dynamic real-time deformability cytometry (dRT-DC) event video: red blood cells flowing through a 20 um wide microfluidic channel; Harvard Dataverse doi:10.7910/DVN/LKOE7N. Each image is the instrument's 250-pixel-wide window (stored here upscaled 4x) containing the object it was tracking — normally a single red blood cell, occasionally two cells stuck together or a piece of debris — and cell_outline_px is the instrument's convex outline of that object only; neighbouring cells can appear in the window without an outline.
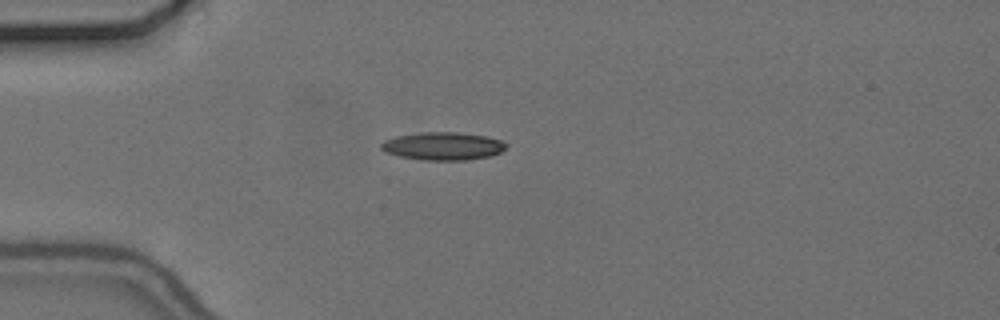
{"species": "common noctule bat (a hibernating species)", "species_latin": "Nyctalus noctula", "temperature_condition": "cold", "stored_images_in_passage": 42, "camera_frame_rate_fps": 3000, "um_per_image_px": 0.085, "animal": {"sex": "female", "body_mass_g": 24.6, "forearm_length_mm": 56.2}, "frame": {"image": 1, "passage_image": 1, "time_ms": 0.0, "image_size_px": [1000, 320], "cell_outline_px": [[508, 144], [500, 152], [492, 156], [468, 160], [424, 160], [400, 156], [384, 152], [380, 148], [380, 144], [384, 140], [396, 136], [420, 132], [456, 132], [488, 136], [500, 140]], "centroid_in_image_um": [37.64, 12.42], "position_along_channel_um": 47.4, "area_um2": 20.46}}
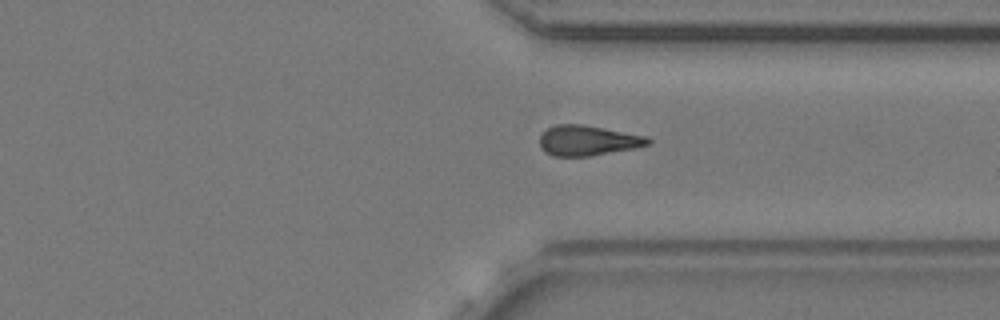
{"frame": {"image": 2, "passage_image": 28, "time_ms": 9.0, "image_size_px": [1000, 320], "cell_outline_px": [[652, 144], [636, 148], [592, 156], [552, 156], [544, 152], [540, 148], [540, 136], [548, 128], [556, 124], [584, 124], [648, 136], [652, 140]], "centroid_in_image_um": [50.0, 11.95], "position_along_channel_um": 361.4, "area_um2": 19.42}}
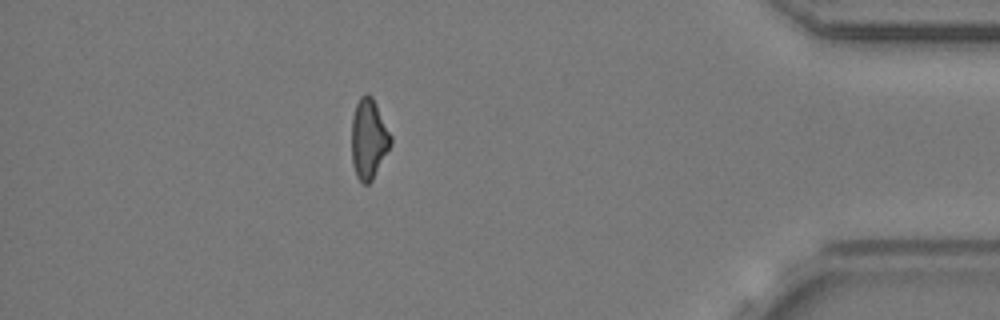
{"frame": {"image": 3, "passage_image": 35, "time_ms": 11.333, "image_size_px": [1000, 320], "cell_outline_px": [[392, 144], [372, 180], [368, 184], [364, 184], [356, 176], [352, 164], [352, 116], [356, 104], [360, 96], [364, 92], [368, 92], [372, 96], [392, 136]], "centroid_in_image_um": [31.34, 11.78], "position_along_channel_um": 403.9, "area_um2": 18.38}, "authors_computed_cell_mechanics": {"area_um2": 19.074, "velocity_mm_per_s": 3.6917, "shape_relaxation_time_tau1_ms": null, "shape_relaxation_time_tau2_ms": 9.0227, "deformation_change_tau1": null, "deformation_change_tau2": 0.2085}}